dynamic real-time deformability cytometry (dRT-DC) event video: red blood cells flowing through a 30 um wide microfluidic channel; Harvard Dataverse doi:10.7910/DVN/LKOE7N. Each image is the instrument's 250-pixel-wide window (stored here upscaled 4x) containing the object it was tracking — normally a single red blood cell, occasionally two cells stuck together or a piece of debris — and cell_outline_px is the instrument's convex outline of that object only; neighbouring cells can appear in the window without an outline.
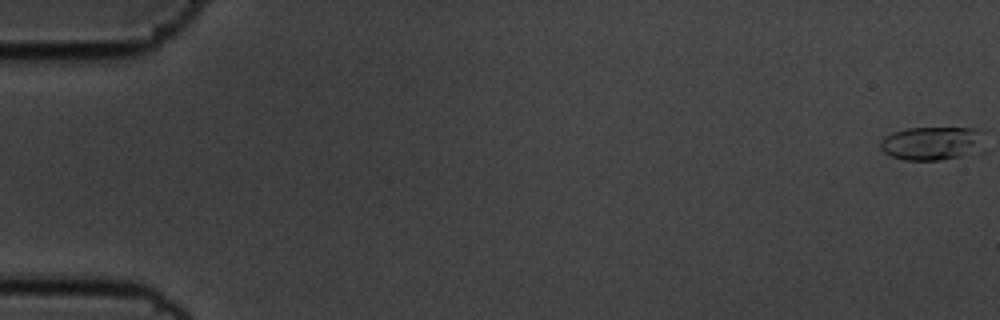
{"species": "common noctule bat (a hibernating species)", "species_latin": "Nyctalus noctula", "temperature_condition": "cold", "stored_images_in_passage": 58, "camera_frame_rate_fps": 3000, "um_per_image_px": 0.085, "animal": {"sex": "male", "body_mass_g": 19.5, "forearm_length_mm": 54.6}, "frame": {"image": 1, "passage_image": 1, "time_ms": 0.0, "image_size_px": [1000, 320], "cell_outline_px": [[984, 128], [972, 144], [960, 156], [940, 160], [904, 160], [892, 156], [884, 152], [880, 148], [880, 140], [884, 136], [892, 132], [908, 128]], "centroid_in_image_um": [78.95, 12.15], "position_along_channel_um": 6.0, "area_um2": 19.13}}
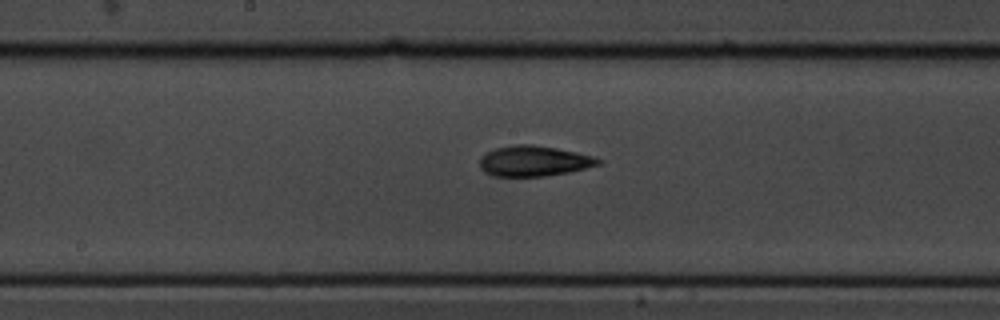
{"frame": {"image": 2, "passage_image": 31, "time_ms": 10.0, "image_size_px": [1000, 320], "cell_outline_px": [[604, 160], [600, 164], [568, 172], [544, 176], [492, 176], [484, 172], [480, 168], [480, 156], [496, 148], [516, 144], [532, 144], [556, 148], [596, 156]], "centroid_in_image_um": [45.39, 13.68], "position_along_channel_um": 202.8, "area_um2": 21.1}}
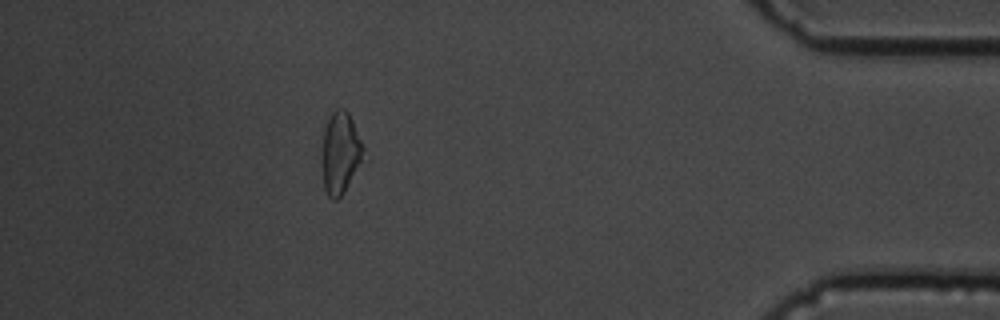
{"frame": {"image": 3, "passage_image": 52, "time_ms": 17.0, "image_size_px": [1000, 320], "cell_outline_px": [[368, 160], [344, 192], [336, 200], [332, 200], [328, 196], [324, 188], [324, 128], [332, 112], [336, 108], [344, 108], [348, 112], [352, 120], [364, 148]], "centroid_in_image_um": [29.03, 13.04], "position_along_channel_um": 406.2, "area_um2": 19.94}, "authors_computed_cell_mechanics": {"area_um2": 19.6809, "velocity_mm_per_s": 3.5541, "shape_relaxation_time_tau1_ms": 3.5142, "shape_relaxation_time_tau2_ms": 3.8396, "deformation_change_tau1": 0.1294, "deformation_change_tau2": 0.1235}}